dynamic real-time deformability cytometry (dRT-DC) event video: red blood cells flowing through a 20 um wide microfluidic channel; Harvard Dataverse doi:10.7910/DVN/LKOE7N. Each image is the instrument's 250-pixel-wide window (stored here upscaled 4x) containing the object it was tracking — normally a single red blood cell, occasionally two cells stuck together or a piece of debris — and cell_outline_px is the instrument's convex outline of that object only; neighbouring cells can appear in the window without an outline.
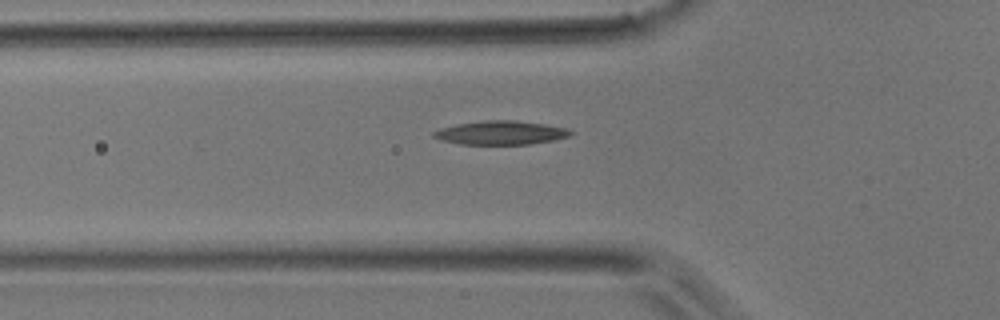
{"species": "common noctule bat (a hibernating species)", "species_latin": "Nyctalus noctula", "temperature_condition": "room temperature", "stored_images_in_passage": 31, "camera_frame_rate_fps": 3000, "um_per_image_px": 0.085, "animal": {"sex": "male", "body_mass_g": 17.9}, "frame": {"image": 1, "passage_image": 4, "time_ms": 1.0, "image_size_px": [1000, 320], "cell_outline_px": [[572, 132], [568, 136], [556, 140], [528, 144], [460, 144], [440, 140], [432, 136], [432, 132], [440, 128], [456, 124], [484, 120], [516, 120], [544, 124], [568, 128]], "centroid_in_image_um": [42.54, 11.28], "position_along_channel_um": 83.3, "area_um2": 19.02}}
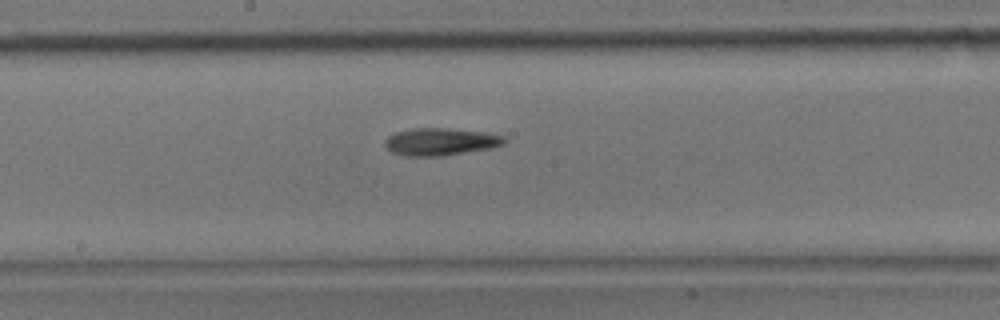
{"frame": {"image": 2, "passage_image": 13, "time_ms": 4.0, "image_size_px": [1000, 320], "cell_outline_px": [[504, 144], [492, 148], [440, 156], [404, 156], [392, 152], [384, 144], [384, 140], [388, 136], [396, 132], [412, 128], [448, 128], [484, 132], [504, 136]], "centroid_in_image_um": [37.41, 12.04], "position_along_channel_um": 210.8, "area_um2": 19.02}}
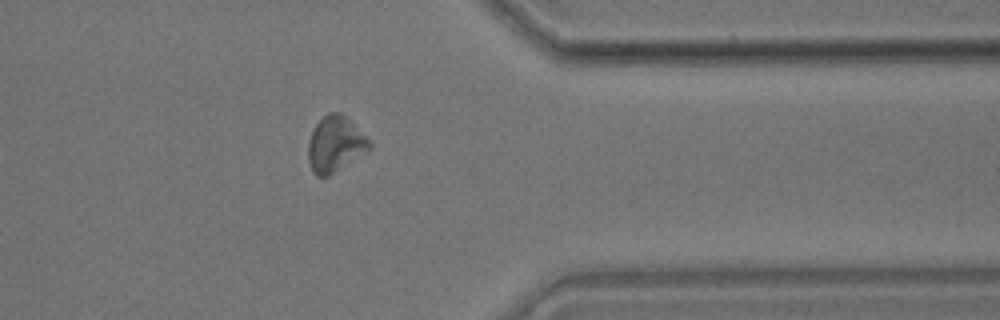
{"frame": {"image": 3, "passage_image": 26, "time_ms": 8.333, "image_size_px": [1000, 320], "cell_outline_px": [[372, 148], [328, 176], [316, 176], [312, 172], [308, 160], [308, 140], [316, 124], [328, 112], [340, 112], [372, 144]], "centroid_in_image_um": [28.45, 12.28], "position_along_channel_um": 382.9, "area_um2": 19.42}}